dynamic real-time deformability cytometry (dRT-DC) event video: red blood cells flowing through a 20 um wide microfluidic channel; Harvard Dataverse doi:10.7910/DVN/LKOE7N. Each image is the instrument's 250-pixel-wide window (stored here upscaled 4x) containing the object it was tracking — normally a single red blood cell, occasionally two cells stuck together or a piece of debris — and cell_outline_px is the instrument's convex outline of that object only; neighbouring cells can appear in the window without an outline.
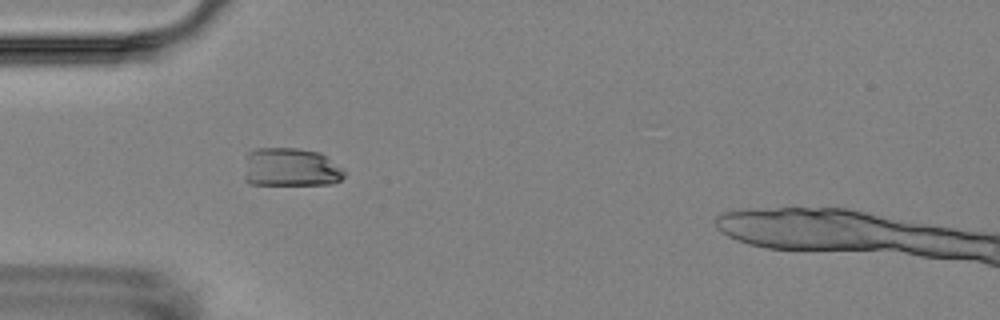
{"species": "Egyptian fruit bat (a non-hibernating species)", "species_latin": "Rousettus aegyptiacus", "temperature_condition": "room temperature", "stored_images_in_passage": 6, "camera_frame_rate_fps": 3000, "um_per_image_px": 0.085, "animal": {"sex": "female"}, "frame": {"image": 1, "passage_image": 1, "time_ms": 0.0, "image_size_px": [1000, 320], "cell_outline_px": [[344, 176], [340, 180], [332, 184], [248, 184], [244, 180], [244, 176], [248, 152], [256, 148], [296, 148], [320, 152], [344, 168]], "centroid_in_image_um": [24.71, 14.22], "position_along_channel_um": 60.3, "area_um2": 22.66}}
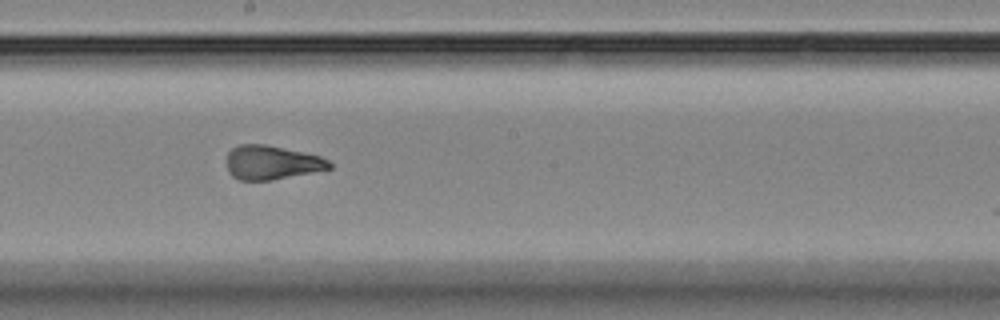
{"frame": {"image": 2, "passage_image": 5, "time_ms": 4.667, "image_size_px": [1000, 320], "cell_outline_px": [[332, 168], [272, 180], [240, 180], [232, 176], [228, 172], [228, 152], [232, 148], [240, 144], [264, 144], [320, 156], [328, 160], [332, 164]], "centroid_in_image_um": [23.09, 13.82], "position_along_channel_um": 225.1, "area_um2": 20.11}}
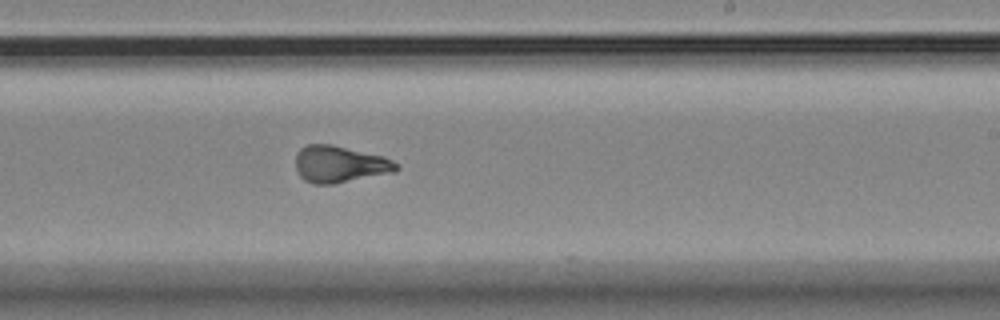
{"frame": {"image": 3, "passage_image": 6, "time_ms": 5.667, "image_size_px": [1000, 320], "cell_outline_px": [[400, 168], [396, 172], [332, 184], [312, 184], [304, 180], [300, 176], [296, 168], [296, 152], [300, 148], [308, 144], [332, 144], [384, 156], [392, 160]], "centroid_in_image_um": [28.87, 13.95], "position_along_channel_um": 260.1, "area_um2": 21.73}}